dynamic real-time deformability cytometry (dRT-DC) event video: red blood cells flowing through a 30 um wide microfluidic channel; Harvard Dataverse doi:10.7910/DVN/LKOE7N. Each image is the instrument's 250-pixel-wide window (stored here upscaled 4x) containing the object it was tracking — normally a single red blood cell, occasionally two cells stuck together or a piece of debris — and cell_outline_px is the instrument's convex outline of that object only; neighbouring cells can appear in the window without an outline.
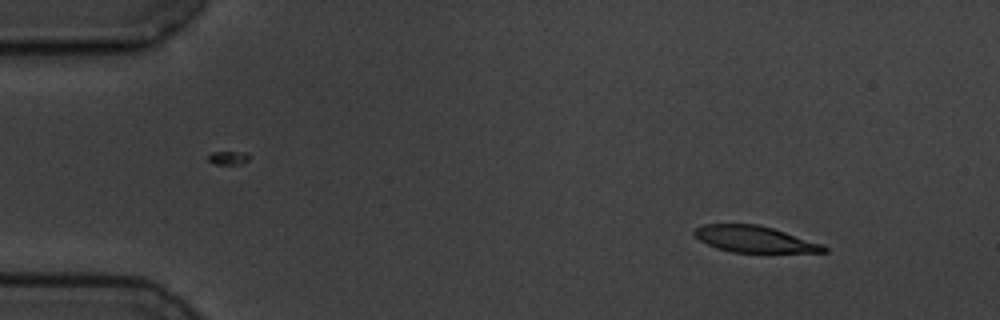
{"species": "common noctule bat (a hibernating species)", "species_latin": "Nyctalus noctula", "temperature_condition": "cold", "stored_images_in_passage": 4, "camera_frame_rate_fps": 3000, "um_per_image_px": 0.085, "animal": {"sex": "male", "body_mass_g": 19.5, "forearm_length_mm": 54.6}, "frame": {"image": 1, "passage_image": 2, "time_ms": 1.0, "image_size_px": [1000, 320], "cell_outline_px": [[828, 252], [732, 252], [716, 248], [700, 240], [692, 232], [692, 228], [704, 224], [756, 224], [772, 228], [820, 244], [828, 248]], "centroid_in_image_um": [64.05, 20.32], "position_along_channel_um": 20.9, "area_um2": 19.59}}
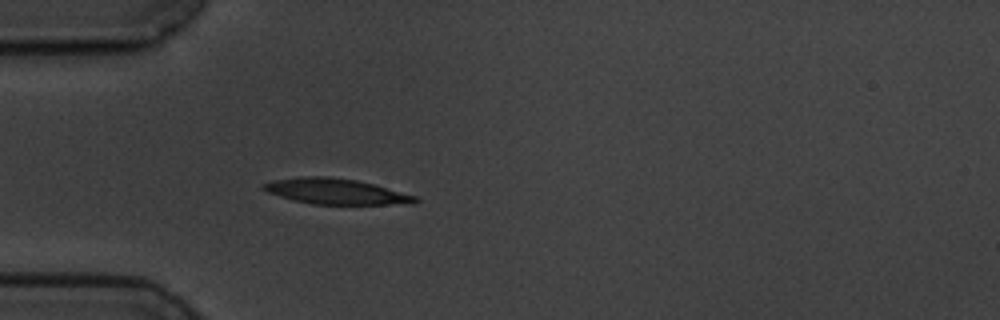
{"frame": {"image": 2, "passage_image": 4, "time_ms": 4.333, "image_size_px": [1000, 320], "cell_outline_px": [[420, 200], [412, 204], [312, 204], [280, 196], [268, 192], [260, 188], [260, 184], [276, 180], [304, 176], [328, 176], [356, 180], [420, 196]], "centroid_in_image_um": [28.6, 16.27], "position_along_channel_um": 56.4, "area_um2": 22.6}}